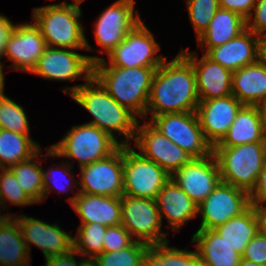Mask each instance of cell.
Masks as SVG:
<instances>
[{"label": "cell", "mask_w": 266, "mask_h": 266, "mask_svg": "<svg viewBox=\"0 0 266 266\" xmlns=\"http://www.w3.org/2000/svg\"><path fill=\"white\" fill-rule=\"evenodd\" d=\"M153 34L142 20L107 54V58L95 62L93 67L158 68L167 57L162 53L158 54L161 46Z\"/></svg>", "instance_id": "52a82bcc"}, {"label": "cell", "mask_w": 266, "mask_h": 266, "mask_svg": "<svg viewBox=\"0 0 266 266\" xmlns=\"http://www.w3.org/2000/svg\"><path fill=\"white\" fill-rule=\"evenodd\" d=\"M139 120L132 148L138 153L173 175L192 157L169 138L161 134L148 121Z\"/></svg>", "instance_id": "4fadbf2b"}, {"label": "cell", "mask_w": 266, "mask_h": 266, "mask_svg": "<svg viewBox=\"0 0 266 266\" xmlns=\"http://www.w3.org/2000/svg\"><path fill=\"white\" fill-rule=\"evenodd\" d=\"M76 51L47 46L30 74L50 81L72 82L81 79L87 82L93 76V64L103 57L79 54Z\"/></svg>", "instance_id": "9c48e42d"}, {"label": "cell", "mask_w": 266, "mask_h": 266, "mask_svg": "<svg viewBox=\"0 0 266 266\" xmlns=\"http://www.w3.org/2000/svg\"><path fill=\"white\" fill-rule=\"evenodd\" d=\"M191 242L203 266H238L242 258L214 229H197Z\"/></svg>", "instance_id": "484cf974"}, {"label": "cell", "mask_w": 266, "mask_h": 266, "mask_svg": "<svg viewBox=\"0 0 266 266\" xmlns=\"http://www.w3.org/2000/svg\"><path fill=\"white\" fill-rule=\"evenodd\" d=\"M46 47L41 30L33 21L15 23L4 51V58L12 62L7 68L31 73Z\"/></svg>", "instance_id": "e0dca14e"}, {"label": "cell", "mask_w": 266, "mask_h": 266, "mask_svg": "<svg viewBox=\"0 0 266 266\" xmlns=\"http://www.w3.org/2000/svg\"><path fill=\"white\" fill-rule=\"evenodd\" d=\"M135 2L136 0H117L96 18L93 24L94 38L97 45L102 47L98 53L109 54L142 21L138 9H135Z\"/></svg>", "instance_id": "7c38bea8"}, {"label": "cell", "mask_w": 266, "mask_h": 266, "mask_svg": "<svg viewBox=\"0 0 266 266\" xmlns=\"http://www.w3.org/2000/svg\"><path fill=\"white\" fill-rule=\"evenodd\" d=\"M250 206L249 193L241 188L220 182L198 205L201 222L198 229H215L240 215Z\"/></svg>", "instance_id": "9a60e30c"}, {"label": "cell", "mask_w": 266, "mask_h": 266, "mask_svg": "<svg viewBox=\"0 0 266 266\" xmlns=\"http://www.w3.org/2000/svg\"><path fill=\"white\" fill-rule=\"evenodd\" d=\"M150 245L135 241L119 251L103 252L90 261V266H144V257Z\"/></svg>", "instance_id": "e575fe53"}, {"label": "cell", "mask_w": 266, "mask_h": 266, "mask_svg": "<svg viewBox=\"0 0 266 266\" xmlns=\"http://www.w3.org/2000/svg\"><path fill=\"white\" fill-rule=\"evenodd\" d=\"M170 241L150 245L144 257V266H203L196 251L169 246ZM188 249V250H187Z\"/></svg>", "instance_id": "1f68e13d"}, {"label": "cell", "mask_w": 266, "mask_h": 266, "mask_svg": "<svg viewBox=\"0 0 266 266\" xmlns=\"http://www.w3.org/2000/svg\"><path fill=\"white\" fill-rule=\"evenodd\" d=\"M257 0H219L220 8L238 13L245 20L250 16Z\"/></svg>", "instance_id": "7bdbcfd3"}, {"label": "cell", "mask_w": 266, "mask_h": 266, "mask_svg": "<svg viewBox=\"0 0 266 266\" xmlns=\"http://www.w3.org/2000/svg\"><path fill=\"white\" fill-rule=\"evenodd\" d=\"M84 1L65 0L33 8V22L40 28L48 47L96 51L86 39L80 22L83 16L80 4Z\"/></svg>", "instance_id": "3957f363"}, {"label": "cell", "mask_w": 266, "mask_h": 266, "mask_svg": "<svg viewBox=\"0 0 266 266\" xmlns=\"http://www.w3.org/2000/svg\"><path fill=\"white\" fill-rule=\"evenodd\" d=\"M135 241L122 224L109 226L103 238V252L119 251L131 246Z\"/></svg>", "instance_id": "f35d334b"}, {"label": "cell", "mask_w": 266, "mask_h": 266, "mask_svg": "<svg viewBox=\"0 0 266 266\" xmlns=\"http://www.w3.org/2000/svg\"><path fill=\"white\" fill-rule=\"evenodd\" d=\"M196 74L191 62L179 51L166 58L154 74L145 119L163 114L194 112L199 104Z\"/></svg>", "instance_id": "6da1fadb"}, {"label": "cell", "mask_w": 266, "mask_h": 266, "mask_svg": "<svg viewBox=\"0 0 266 266\" xmlns=\"http://www.w3.org/2000/svg\"><path fill=\"white\" fill-rule=\"evenodd\" d=\"M74 168L63 160L59 164L50 166V169L44 170L43 201L47 200L48 194H51L53 190H57L59 194L72 190L74 195L69 196L67 201L70 205L73 203L75 196L79 193V191L73 190L79 189L78 178H75V172L72 171Z\"/></svg>", "instance_id": "d6a6232c"}, {"label": "cell", "mask_w": 266, "mask_h": 266, "mask_svg": "<svg viewBox=\"0 0 266 266\" xmlns=\"http://www.w3.org/2000/svg\"><path fill=\"white\" fill-rule=\"evenodd\" d=\"M256 207V212L259 218V230L266 235V204Z\"/></svg>", "instance_id": "bcb514c9"}, {"label": "cell", "mask_w": 266, "mask_h": 266, "mask_svg": "<svg viewBox=\"0 0 266 266\" xmlns=\"http://www.w3.org/2000/svg\"><path fill=\"white\" fill-rule=\"evenodd\" d=\"M266 142V129L259 106L243 105L228 132L214 147H235Z\"/></svg>", "instance_id": "cb8c5ba5"}, {"label": "cell", "mask_w": 266, "mask_h": 266, "mask_svg": "<svg viewBox=\"0 0 266 266\" xmlns=\"http://www.w3.org/2000/svg\"><path fill=\"white\" fill-rule=\"evenodd\" d=\"M45 151L42 154L41 149L32 158L10 167L16 176L19 186L29 195L36 205L42 204L44 195V169L41 167V164L43 166L42 161L53 157V151L50 147H47Z\"/></svg>", "instance_id": "f546056e"}, {"label": "cell", "mask_w": 266, "mask_h": 266, "mask_svg": "<svg viewBox=\"0 0 266 266\" xmlns=\"http://www.w3.org/2000/svg\"><path fill=\"white\" fill-rule=\"evenodd\" d=\"M71 207L79 216L80 224L100 223L107 227L122 224L121 196L78 193Z\"/></svg>", "instance_id": "603a6c76"}, {"label": "cell", "mask_w": 266, "mask_h": 266, "mask_svg": "<svg viewBox=\"0 0 266 266\" xmlns=\"http://www.w3.org/2000/svg\"><path fill=\"white\" fill-rule=\"evenodd\" d=\"M62 91L91 114L93 119L87 124L110 134L121 145H131L139 118L112 98L93 76L83 84L64 86Z\"/></svg>", "instance_id": "7a4b0ae2"}, {"label": "cell", "mask_w": 266, "mask_h": 266, "mask_svg": "<svg viewBox=\"0 0 266 266\" xmlns=\"http://www.w3.org/2000/svg\"><path fill=\"white\" fill-rule=\"evenodd\" d=\"M122 225L136 241L148 245L168 242L167 233L162 231V221L154 199L121 196Z\"/></svg>", "instance_id": "8fae6325"}, {"label": "cell", "mask_w": 266, "mask_h": 266, "mask_svg": "<svg viewBox=\"0 0 266 266\" xmlns=\"http://www.w3.org/2000/svg\"><path fill=\"white\" fill-rule=\"evenodd\" d=\"M121 144L100 128L87 124L73 125L70 130L50 146L53 158H66L74 167L81 168L114 153ZM70 160V161H69Z\"/></svg>", "instance_id": "5b68a950"}, {"label": "cell", "mask_w": 266, "mask_h": 266, "mask_svg": "<svg viewBox=\"0 0 266 266\" xmlns=\"http://www.w3.org/2000/svg\"><path fill=\"white\" fill-rule=\"evenodd\" d=\"M221 182L246 190L256 186L266 158V142L247 143L235 147H213Z\"/></svg>", "instance_id": "8992f818"}, {"label": "cell", "mask_w": 266, "mask_h": 266, "mask_svg": "<svg viewBox=\"0 0 266 266\" xmlns=\"http://www.w3.org/2000/svg\"><path fill=\"white\" fill-rule=\"evenodd\" d=\"M157 68L93 67V77L121 106L142 120Z\"/></svg>", "instance_id": "277c9868"}, {"label": "cell", "mask_w": 266, "mask_h": 266, "mask_svg": "<svg viewBox=\"0 0 266 266\" xmlns=\"http://www.w3.org/2000/svg\"><path fill=\"white\" fill-rule=\"evenodd\" d=\"M232 95L243 105L259 106L266 99V62L262 58L233 71Z\"/></svg>", "instance_id": "d4e9b609"}, {"label": "cell", "mask_w": 266, "mask_h": 266, "mask_svg": "<svg viewBox=\"0 0 266 266\" xmlns=\"http://www.w3.org/2000/svg\"><path fill=\"white\" fill-rule=\"evenodd\" d=\"M15 24L4 14H0V61L4 58V51L9 35Z\"/></svg>", "instance_id": "f6af8a7d"}, {"label": "cell", "mask_w": 266, "mask_h": 266, "mask_svg": "<svg viewBox=\"0 0 266 266\" xmlns=\"http://www.w3.org/2000/svg\"><path fill=\"white\" fill-rule=\"evenodd\" d=\"M171 178L199 205L221 182L220 169L215 155L192 158Z\"/></svg>", "instance_id": "ac0fdd59"}, {"label": "cell", "mask_w": 266, "mask_h": 266, "mask_svg": "<svg viewBox=\"0 0 266 266\" xmlns=\"http://www.w3.org/2000/svg\"><path fill=\"white\" fill-rule=\"evenodd\" d=\"M80 169L78 191L91 195H123V145L111 155Z\"/></svg>", "instance_id": "5bb4252c"}, {"label": "cell", "mask_w": 266, "mask_h": 266, "mask_svg": "<svg viewBox=\"0 0 266 266\" xmlns=\"http://www.w3.org/2000/svg\"><path fill=\"white\" fill-rule=\"evenodd\" d=\"M242 259L266 266V235L260 230L246 246Z\"/></svg>", "instance_id": "ab89813d"}, {"label": "cell", "mask_w": 266, "mask_h": 266, "mask_svg": "<svg viewBox=\"0 0 266 266\" xmlns=\"http://www.w3.org/2000/svg\"><path fill=\"white\" fill-rule=\"evenodd\" d=\"M107 226L100 223L79 224L73 236V249L84 259L91 261L103 253V238Z\"/></svg>", "instance_id": "836d02e7"}, {"label": "cell", "mask_w": 266, "mask_h": 266, "mask_svg": "<svg viewBox=\"0 0 266 266\" xmlns=\"http://www.w3.org/2000/svg\"><path fill=\"white\" fill-rule=\"evenodd\" d=\"M78 255V259L75 258ZM44 266H90V261L80 256L74 249L62 255L45 258Z\"/></svg>", "instance_id": "b9f144b4"}, {"label": "cell", "mask_w": 266, "mask_h": 266, "mask_svg": "<svg viewBox=\"0 0 266 266\" xmlns=\"http://www.w3.org/2000/svg\"><path fill=\"white\" fill-rule=\"evenodd\" d=\"M123 195L156 199L171 179L163 168L142 157L131 145H123Z\"/></svg>", "instance_id": "ba28073f"}, {"label": "cell", "mask_w": 266, "mask_h": 266, "mask_svg": "<svg viewBox=\"0 0 266 266\" xmlns=\"http://www.w3.org/2000/svg\"><path fill=\"white\" fill-rule=\"evenodd\" d=\"M156 204L160 212L161 221L166 218L169 227L176 234L183 225L197 218L198 205L171 178L156 196Z\"/></svg>", "instance_id": "7402d4cb"}, {"label": "cell", "mask_w": 266, "mask_h": 266, "mask_svg": "<svg viewBox=\"0 0 266 266\" xmlns=\"http://www.w3.org/2000/svg\"><path fill=\"white\" fill-rule=\"evenodd\" d=\"M31 258L18 222L13 217L0 220V266H32Z\"/></svg>", "instance_id": "f1b7e54d"}, {"label": "cell", "mask_w": 266, "mask_h": 266, "mask_svg": "<svg viewBox=\"0 0 266 266\" xmlns=\"http://www.w3.org/2000/svg\"><path fill=\"white\" fill-rule=\"evenodd\" d=\"M249 201L250 205L254 206L266 204V158L256 186L249 193Z\"/></svg>", "instance_id": "ee69618b"}, {"label": "cell", "mask_w": 266, "mask_h": 266, "mask_svg": "<svg viewBox=\"0 0 266 266\" xmlns=\"http://www.w3.org/2000/svg\"><path fill=\"white\" fill-rule=\"evenodd\" d=\"M186 6L197 39L209 27L220 8L219 0H186Z\"/></svg>", "instance_id": "74e56055"}, {"label": "cell", "mask_w": 266, "mask_h": 266, "mask_svg": "<svg viewBox=\"0 0 266 266\" xmlns=\"http://www.w3.org/2000/svg\"><path fill=\"white\" fill-rule=\"evenodd\" d=\"M242 106L233 95L199 102L196 114L205 139L212 147L228 132Z\"/></svg>", "instance_id": "d6986e66"}, {"label": "cell", "mask_w": 266, "mask_h": 266, "mask_svg": "<svg viewBox=\"0 0 266 266\" xmlns=\"http://www.w3.org/2000/svg\"><path fill=\"white\" fill-rule=\"evenodd\" d=\"M214 230L242 256L250 240L259 232L256 207L250 205L240 215L229 219Z\"/></svg>", "instance_id": "83f0119b"}, {"label": "cell", "mask_w": 266, "mask_h": 266, "mask_svg": "<svg viewBox=\"0 0 266 266\" xmlns=\"http://www.w3.org/2000/svg\"><path fill=\"white\" fill-rule=\"evenodd\" d=\"M246 30V20L238 13L219 8L209 27L197 38L203 54L210 48L223 45Z\"/></svg>", "instance_id": "4316f807"}, {"label": "cell", "mask_w": 266, "mask_h": 266, "mask_svg": "<svg viewBox=\"0 0 266 266\" xmlns=\"http://www.w3.org/2000/svg\"><path fill=\"white\" fill-rule=\"evenodd\" d=\"M5 62L0 61V93H3L5 91V74H4V64Z\"/></svg>", "instance_id": "7dc6e473"}, {"label": "cell", "mask_w": 266, "mask_h": 266, "mask_svg": "<svg viewBox=\"0 0 266 266\" xmlns=\"http://www.w3.org/2000/svg\"><path fill=\"white\" fill-rule=\"evenodd\" d=\"M246 29L259 37L266 36V0H257L250 16L246 19Z\"/></svg>", "instance_id": "60d3db41"}, {"label": "cell", "mask_w": 266, "mask_h": 266, "mask_svg": "<svg viewBox=\"0 0 266 266\" xmlns=\"http://www.w3.org/2000/svg\"><path fill=\"white\" fill-rule=\"evenodd\" d=\"M25 109L6 94L0 93V129L30 135V123Z\"/></svg>", "instance_id": "d590c367"}, {"label": "cell", "mask_w": 266, "mask_h": 266, "mask_svg": "<svg viewBox=\"0 0 266 266\" xmlns=\"http://www.w3.org/2000/svg\"><path fill=\"white\" fill-rule=\"evenodd\" d=\"M30 136L0 129V168L26 161L42 149Z\"/></svg>", "instance_id": "4dcf8cb0"}, {"label": "cell", "mask_w": 266, "mask_h": 266, "mask_svg": "<svg viewBox=\"0 0 266 266\" xmlns=\"http://www.w3.org/2000/svg\"><path fill=\"white\" fill-rule=\"evenodd\" d=\"M1 212L2 211L0 209V220H2L5 217H12L13 216V213H11L10 211L9 212L7 211L5 214H2Z\"/></svg>", "instance_id": "816d5d0a"}, {"label": "cell", "mask_w": 266, "mask_h": 266, "mask_svg": "<svg viewBox=\"0 0 266 266\" xmlns=\"http://www.w3.org/2000/svg\"><path fill=\"white\" fill-rule=\"evenodd\" d=\"M238 266H262V265H259L258 263H254L252 261L245 260V259L241 258Z\"/></svg>", "instance_id": "f907efd6"}, {"label": "cell", "mask_w": 266, "mask_h": 266, "mask_svg": "<svg viewBox=\"0 0 266 266\" xmlns=\"http://www.w3.org/2000/svg\"><path fill=\"white\" fill-rule=\"evenodd\" d=\"M264 127L266 129V99L259 105Z\"/></svg>", "instance_id": "c3c4849f"}, {"label": "cell", "mask_w": 266, "mask_h": 266, "mask_svg": "<svg viewBox=\"0 0 266 266\" xmlns=\"http://www.w3.org/2000/svg\"><path fill=\"white\" fill-rule=\"evenodd\" d=\"M180 52L191 62L197 83L199 101L232 95V71L212 61L205 54L183 48Z\"/></svg>", "instance_id": "ffe728a7"}, {"label": "cell", "mask_w": 266, "mask_h": 266, "mask_svg": "<svg viewBox=\"0 0 266 266\" xmlns=\"http://www.w3.org/2000/svg\"><path fill=\"white\" fill-rule=\"evenodd\" d=\"M11 205L30 206L36 204L19 186L16 176L10 168H0V209L7 210Z\"/></svg>", "instance_id": "8d00e7d4"}, {"label": "cell", "mask_w": 266, "mask_h": 266, "mask_svg": "<svg viewBox=\"0 0 266 266\" xmlns=\"http://www.w3.org/2000/svg\"><path fill=\"white\" fill-rule=\"evenodd\" d=\"M147 120L192 158H205L213 153V147L205 139L200 127L196 111L163 114Z\"/></svg>", "instance_id": "30bf717a"}, {"label": "cell", "mask_w": 266, "mask_h": 266, "mask_svg": "<svg viewBox=\"0 0 266 266\" xmlns=\"http://www.w3.org/2000/svg\"><path fill=\"white\" fill-rule=\"evenodd\" d=\"M205 55L233 72L261 58V37L246 29L223 45L210 48Z\"/></svg>", "instance_id": "44dd1931"}, {"label": "cell", "mask_w": 266, "mask_h": 266, "mask_svg": "<svg viewBox=\"0 0 266 266\" xmlns=\"http://www.w3.org/2000/svg\"><path fill=\"white\" fill-rule=\"evenodd\" d=\"M261 58L266 62V36L261 38Z\"/></svg>", "instance_id": "681fc988"}, {"label": "cell", "mask_w": 266, "mask_h": 266, "mask_svg": "<svg viewBox=\"0 0 266 266\" xmlns=\"http://www.w3.org/2000/svg\"><path fill=\"white\" fill-rule=\"evenodd\" d=\"M12 217L18 222L30 256L32 245L39 248L45 258L66 254L73 249L72 233L56 222L49 224L25 214H13Z\"/></svg>", "instance_id": "2e32d148"}]
</instances>
